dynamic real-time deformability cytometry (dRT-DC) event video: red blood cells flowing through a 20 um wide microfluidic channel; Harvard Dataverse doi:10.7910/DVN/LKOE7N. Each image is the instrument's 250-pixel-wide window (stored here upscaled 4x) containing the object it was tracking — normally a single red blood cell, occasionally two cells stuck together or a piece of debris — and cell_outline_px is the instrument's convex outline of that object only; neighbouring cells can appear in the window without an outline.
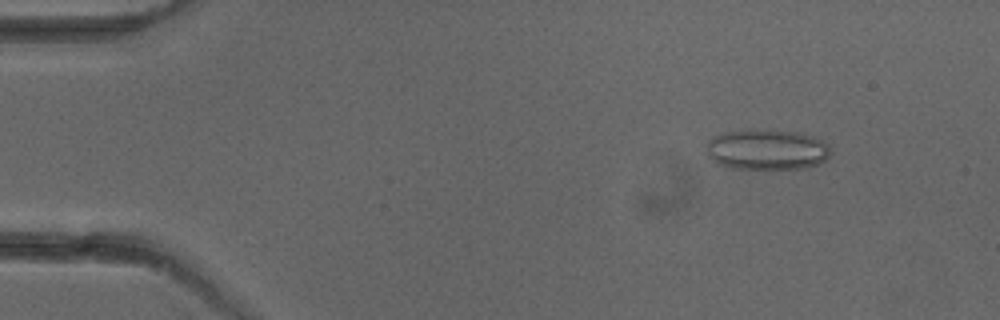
{"species": "common noctule bat (a hibernating species)", "species_latin": "Nyctalus noctula", "temperature_condition": "cold", "stored_images_in_passage": 5, "camera_frame_rate_fps": 3000, "um_per_image_px": 0.085, "animal": {"sex": "female"}, "frame": {"image": 1, "passage_image": 2, "time_ms": 1.0, "image_size_px": [1000, 320], "cell_outline_px": [[832, 152], [824, 160], [816, 164], [804, 168], [732, 168], [716, 164], [708, 156], [708, 140], [712, 136], [724, 132], [800, 132], [824, 140], [828, 144]], "centroid_in_image_um": [65.2, 12.74], "position_along_channel_um": 19.8, "area_um2": 28.55}}